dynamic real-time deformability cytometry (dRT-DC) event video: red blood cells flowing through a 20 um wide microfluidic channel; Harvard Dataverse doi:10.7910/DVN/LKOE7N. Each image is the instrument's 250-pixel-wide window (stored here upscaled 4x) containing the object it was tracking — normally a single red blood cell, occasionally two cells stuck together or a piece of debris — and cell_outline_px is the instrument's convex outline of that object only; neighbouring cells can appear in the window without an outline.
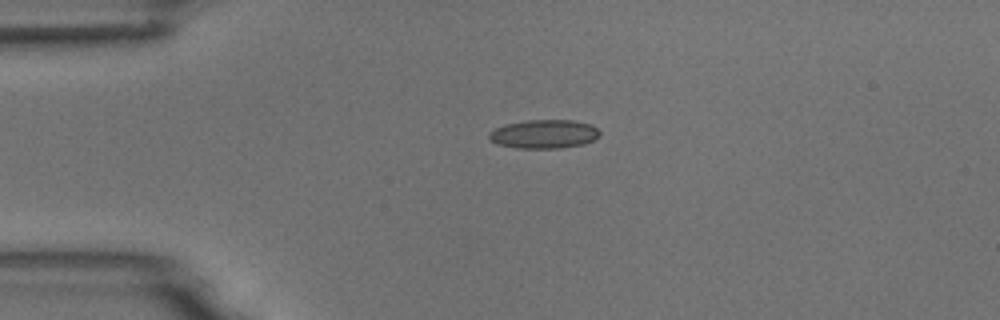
{"species": "common noctule bat (a hibernating species)", "species_latin": "Nyctalus noctula", "temperature_condition": "room temperature", "stored_images_in_passage": 2, "camera_frame_rate_fps": 3000, "um_per_image_px": 0.085, "animal": {"sex": "male", "body_mass_g": 18.8}, "frame": {"image": 1, "passage_image": 1, "time_ms": 0.0, "image_size_px": [1000, 320], "cell_outline_px": [[600, 136], [584, 144], [560, 148], [516, 148], [496, 144], [488, 136], [488, 132], [504, 124], [528, 120], [572, 120], [588, 124], [596, 128], [600, 132]], "centroid_in_image_um": [46.22, 11.4], "position_along_channel_um": 38.8, "area_um2": 18.5}}